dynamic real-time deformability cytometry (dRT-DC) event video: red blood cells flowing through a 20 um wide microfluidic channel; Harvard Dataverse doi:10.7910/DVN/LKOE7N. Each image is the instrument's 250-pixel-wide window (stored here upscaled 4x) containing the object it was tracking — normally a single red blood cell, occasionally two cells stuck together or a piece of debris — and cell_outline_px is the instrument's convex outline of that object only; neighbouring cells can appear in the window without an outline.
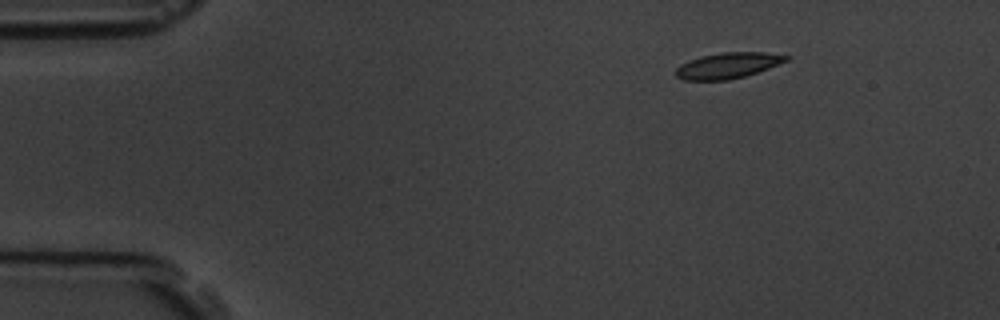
{"species": "common noctule bat (a hibernating species)", "species_latin": "Nyctalus noctula", "temperature_condition": "room temperature", "stored_images_in_passage": 9, "camera_frame_rate_fps": 3000, "um_per_image_px": 0.085, "animal": {"sex": "male", "body_mass_g": 19.5, "forearm_length_mm": 54.6}, "frame": {"image": 1, "passage_image": 1, "time_ms": 0.0, "image_size_px": [1000, 320], "cell_outline_px": [[792, 56], [788, 60], [768, 68], [744, 76], [728, 80], [684, 80], [676, 76], [676, 68], [680, 64], [688, 60], [700, 56], [724, 52], [764, 52]], "centroid_in_image_um": [61.85, 5.56], "position_along_channel_um": 23.2, "area_um2": 16.53}}
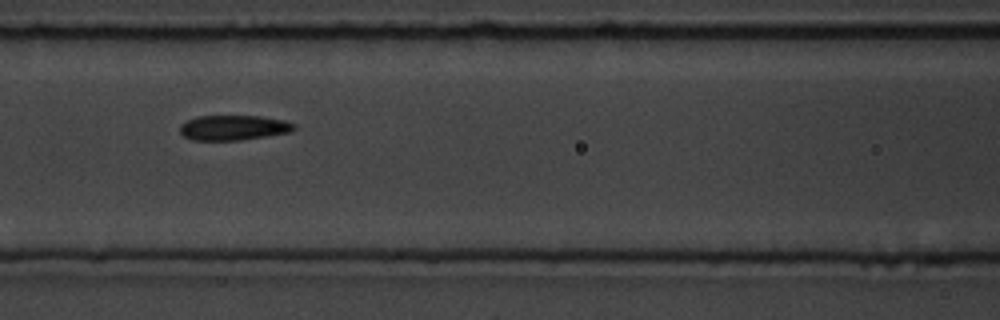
{"frame": {"image": 2, "passage_image": 6, "time_ms": 5.667, "image_size_px": [1000, 320], "cell_outline_px": [[296, 128], [292, 132], [240, 140], [192, 140], [184, 136], [180, 132], [180, 124], [196, 116], [260, 116], [284, 120], [296, 124]], "centroid_in_image_um": [19.86, 10.85], "position_along_channel_um": 146.7, "area_um2": 16.7}}
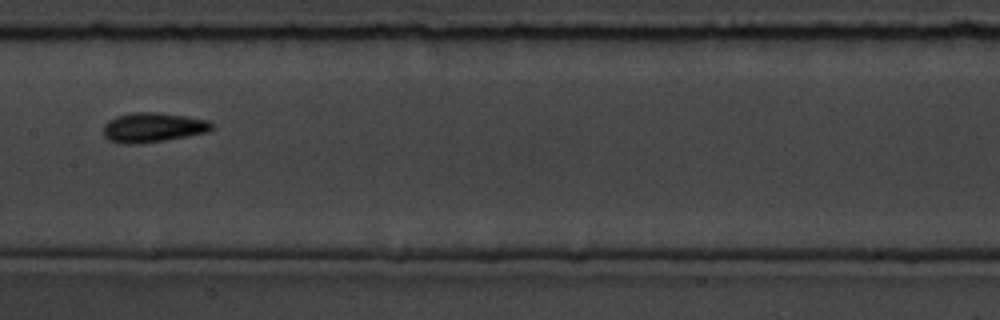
{"frame": {"image": 3, "passage_image": 7, "time_ms": 7.0, "image_size_px": [1000, 320], "cell_outline_px": [[216, 128], [208, 132], [188, 136], [140, 144], [124, 144], [108, 140], [104, 136], [104, 124], [108, 120], [116, 116], [132, 112], [156, 112], [184, 116], [208, 120]], "centroid_in_image_um": [12.99, 10.83], "position_along_channel_um": 194.4, "area_um2": 18.84}}